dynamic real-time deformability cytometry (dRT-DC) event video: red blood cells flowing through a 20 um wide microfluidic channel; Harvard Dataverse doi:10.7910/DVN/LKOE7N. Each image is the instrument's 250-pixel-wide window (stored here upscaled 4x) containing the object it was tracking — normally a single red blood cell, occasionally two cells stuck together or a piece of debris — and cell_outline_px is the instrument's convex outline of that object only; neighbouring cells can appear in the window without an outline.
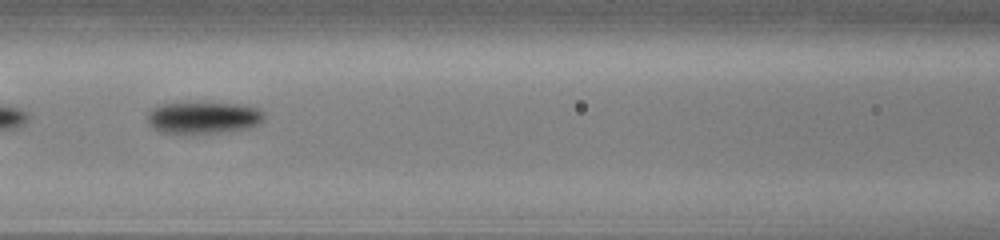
{"species": "common noctule bat (a hibernating species)", "species_latin": "Nyctalus noctula", "temperature_condition": "cold", "stored_images_in_passage": 15, "camera_frame_rate_fps": 3000, "um_per_image_px": 0.085, "animal": {"sex": "male", "body_mass_g": 13.0, "forearm_length_mm": 53.1}, "frame": {"image": 1, "passage_image": 7, "time_ms": 2.0, "image_size_px": [1000, 240], "cell_outline_px": [[264, 120], [248, 128], [216, 132], [160, 132], [152, 128], [148, 124], [148, 112], [152, 108], [164, 104], [240, 104], [256, 108], [264, 112]], "centroid_in_image_um": [17.28, 10.0], "position_along_channel_um": 149.3, "area_um2": 20.87}}
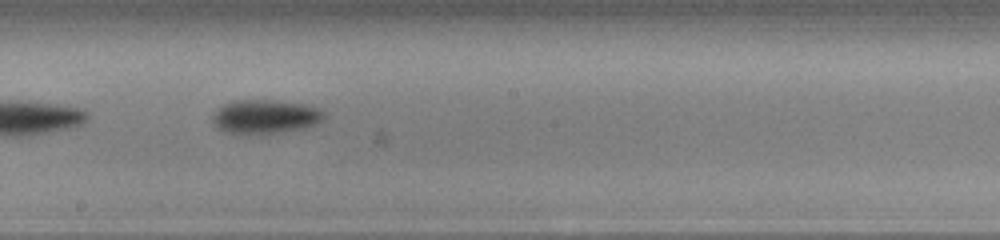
{"frame": {"image": 2, "passage_image": 13, "time_ms": 4.0, "image_size_px": [1000, 240], "cell_outline_px": [[324, 120], [308, 128], [280, 132], [224, 132], [212, 120], [212, 112], [224, 104], [232, 100], [276, 100], [308, 104], [324, 112]], "centroid_in_image_um": [22.59, 9.88], "position_along_channel_um": 225.6, "area_um2": 21.85}}